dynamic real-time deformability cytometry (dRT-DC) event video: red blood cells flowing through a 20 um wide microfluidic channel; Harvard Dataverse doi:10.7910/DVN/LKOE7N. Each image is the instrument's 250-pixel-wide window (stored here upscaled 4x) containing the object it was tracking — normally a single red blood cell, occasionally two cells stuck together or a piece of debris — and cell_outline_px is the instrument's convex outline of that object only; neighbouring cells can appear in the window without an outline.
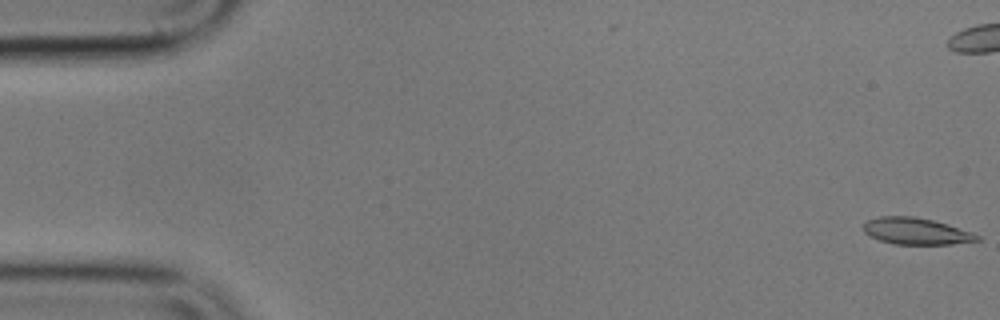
{"species": "common noctule bat (a hibernating species)", "species_latin": "Nyctalus noctula", "temperature_condition": "cold", "stored_images_in_passage": 15, "camera_frame_rate_fps": 3000, "um_per_image_px": 0.085, "animal": {"sex": "male", "body_mass_g": 17.9}, "frame": {"image": 1, "passage_image": 1, "time_ms": 0.0, "image_size_px": [1000, 320], "cell_outline_px": [[980, 240], [952, 244], [892, 244], [880, 240], [864, 232], [864, 224], [868, 220], [880, 216], [916, 216], [948, 224], [972, 232], [980, 236]], "centroid_in_image_um": [77.89, 19.65], "position_along_channel_um": 7.1, "area_um2": 17.57}}